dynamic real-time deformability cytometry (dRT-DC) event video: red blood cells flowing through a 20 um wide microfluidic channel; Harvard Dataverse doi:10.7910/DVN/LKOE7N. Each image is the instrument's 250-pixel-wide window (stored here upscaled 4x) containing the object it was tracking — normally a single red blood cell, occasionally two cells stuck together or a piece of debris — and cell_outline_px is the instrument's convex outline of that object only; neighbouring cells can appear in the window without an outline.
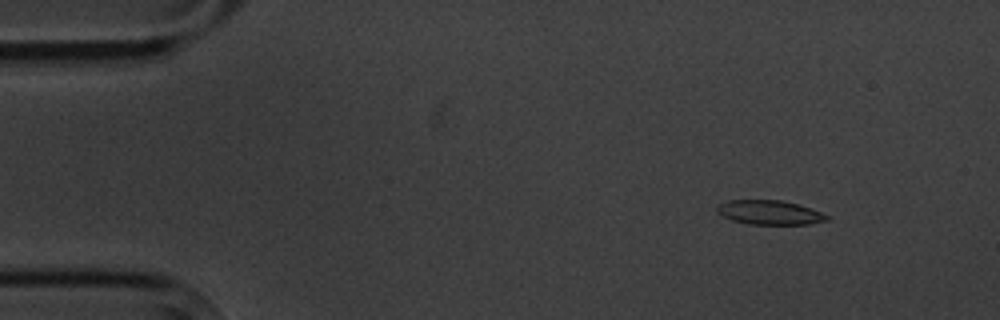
{"species": "common noctule bat (a hibernating species)", "species_latin": "Nyctalus noctula", "temperature_condition": "cold", "stored_images_in_passage": 8, "camera_frame_rate_fps": 3000, "um_per_image_px": 0.085, "animal": {"sex": "male", "body_mass_g": 20.1, "forearm_length_mm": 53.5}, "frame": {"image": 1, "passage_image": 2, "time_ms": 1.0, "image_size_px": [1000, 320], "cell_outline_px": [[828, 220], [808, 224], [748, 224], [732, 220], [716, 212], [716, 208], [720, 204], [728, 200], [780, 200], [796, 204], [820, 212], [828, 216]], "centroid_in_image_um": [65.37, 18.06], "position_along_channel_um": 19.6, "area_um2": 15.26}}
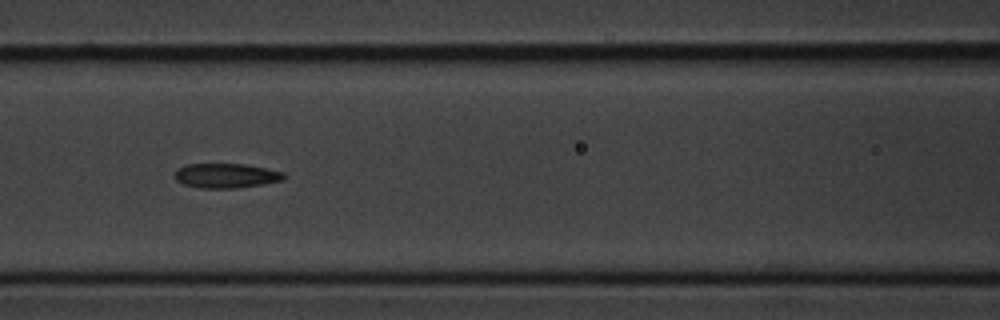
{"frame": {"image": 2, "passage_image": 7, "time_ms": 7.0, "image_size_px": [1000, 320], "cell_outline_px": [[284, 180], [264, 184], [236, 188], [196, 188], [184, 184], [176, 180], [176, 172], [180, 168], [188, 164], [244, 164], [284, 172]], "centroid_in_image_um": [19.24, 14.94], "position_along_channel_um": 147.4, "area_um2": 15.49}}
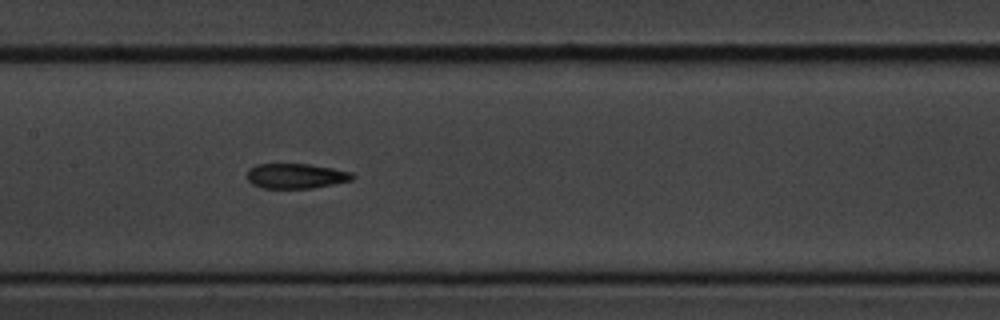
{"frame": {"image": 3, "passage_image": 8, "time_ms": 8.0, "image_size_px": [1000, 320], "cell_outline_px": [[356, 176], [352, 180], [312, 188], [264, 188], [252, 184], [248, 180], [248, 168], [256, 164], [308, 164], [332, 168], [352, 172]], "centroid_in_image_um": [25.15, 14.95], "position_along_channel_um": 182.2, "area_um2": 15.32}}